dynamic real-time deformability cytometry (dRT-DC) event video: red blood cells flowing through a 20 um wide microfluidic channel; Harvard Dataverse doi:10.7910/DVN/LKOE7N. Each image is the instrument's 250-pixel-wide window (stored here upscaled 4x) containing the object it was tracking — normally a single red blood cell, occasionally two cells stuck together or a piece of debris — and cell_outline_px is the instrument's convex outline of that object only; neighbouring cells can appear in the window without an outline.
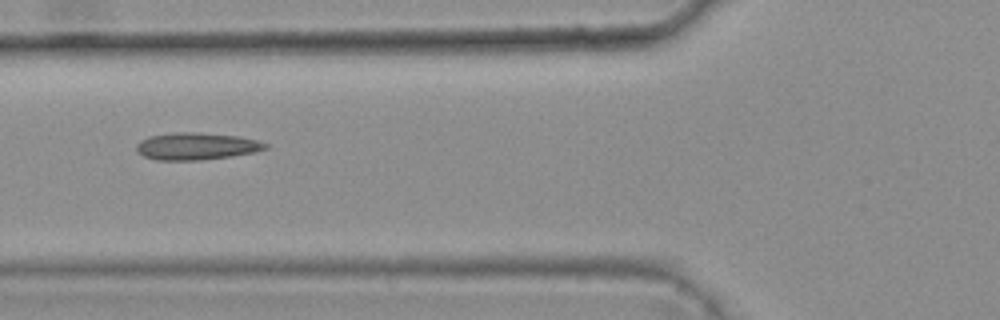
{"species": "common noctule bat (a hibernating species)", "species_latin": "Nyctalus noctula", "temperature_condition": "warm", "stored_images_in_passage": 6, "camera_frame_rate_fps": 3000, "um_per_image_px": 0.085, "animal": {"sex": "female", "body_mass_g": 25.1}, "frame": {"image": 1, "passage_image": 4, "time_ms": 1.0, "image_size_px": [1000, 320], "cell_outline_px": [[268, 148], [256, 152], [232, 156], [200, 160], [156, 160], [144, 156], [136, 148], [136, 144], [140, 140], [148, 136], [172, 132], [200, 132], [240, 136], [256, 140], [268, 144]], "centroid_in_image_um": [16.71, 12.42], "position_along_channel_um": 109.1, "area_um2": 20.58}}
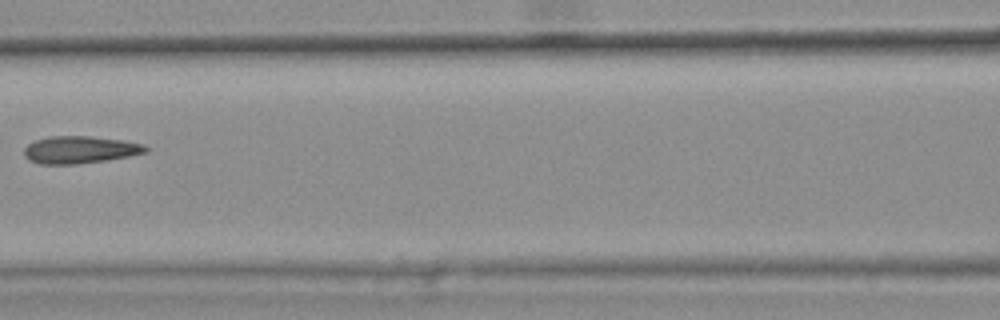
{"frame": {"image": 2, "passage_image": 5, "time_ms": 1.333, "image_size_px": [1000, 320], "cell_outline_px": [[148, 152], [108, 160], [76, 164], [40, 164], [28, 160], [24, 156], [24, 148], [28, 144], [36, 140], [48, 136], [92, 136], [124, 140], [144, 144], [148, 148]], "centroid_in_image_um": [6.79, 12.72], "position_along_channel_um": 159.8, "area_um2": 19.54}}
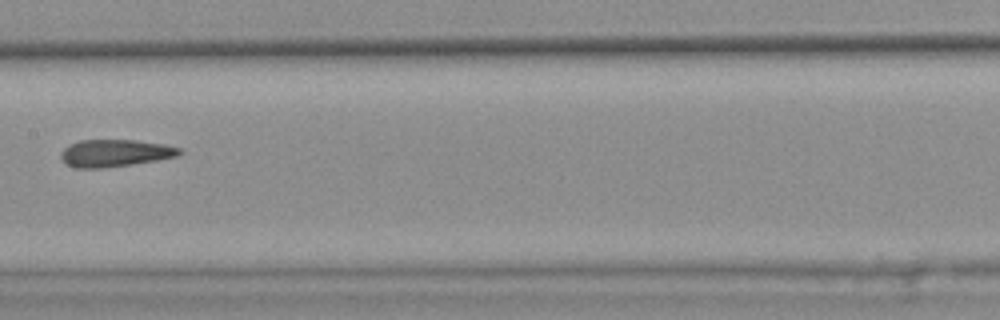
{"frame": {"image": 3, "passage_image": 6, "time_ms": 1.667, "image_size_px": [1000, 320], "cell_outline_px": [[184, 152], [180, 156], [132, 164], [100, 168], [76, 168], [68, 164], [60, 156], [60, 152], [68, 144], [80, 140], [136, 140], [164, 144], [180, 148]], "centroid_in_image_um": [9.8, 13.0], "position_along_channel_um": 197.6, "area_um2": 18.84}}